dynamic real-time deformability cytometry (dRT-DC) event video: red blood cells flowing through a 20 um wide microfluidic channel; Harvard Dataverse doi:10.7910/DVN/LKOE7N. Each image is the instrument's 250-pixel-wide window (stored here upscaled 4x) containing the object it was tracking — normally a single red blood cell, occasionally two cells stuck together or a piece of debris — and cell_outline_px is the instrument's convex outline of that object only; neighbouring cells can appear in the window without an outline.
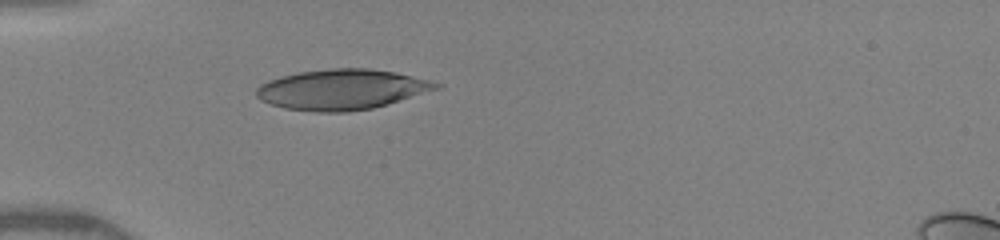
{"species": "human", "species_latin": "Homo sapiens", "temperature_condition": "warm", "stored_images_in_passage": 8, "camera_frame_rate_fps": 3000, "um_per_image_px": 0.085, "donor": {"sex": "female"}, "frame": {"image": 1, "passage_image": 1, "time_ms": 0.0, "image_size_px": [1000, 240], "cell_outline_px": [[444, 88], [388, 104], [372, 108], [348, 112], [316, 112], [284, 108], [260, 100], [256, 96], [256, 88], [260, 84], [268, 80], [280, 76], [300, 72], [332, 68], [368, 68], [396, 72], [444, 84]], "centroid_in_image_um": [29.09, 7.61], "position_along_channel_um": 55.9, "area_um2": 42.6}}
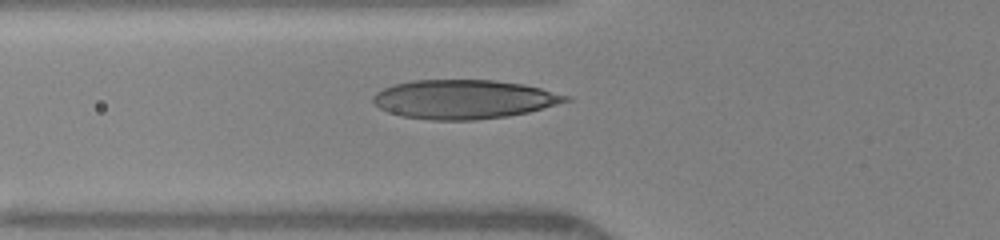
{"frame": {"image": 2, "passage_image": 6, "time_ms": 1.0, "image_size_px": [1000, 240], "cell_outline_px": [[572, 100], [544, 108], [528, 112], [508, 116], [476, 120], [432, 120], [400, 116], [388, 112], [380, 108], [372, 100], [372, 96], [376, 92], [384, 88], [396, 84], [412, 80], [492, 80], [524, 84], [572, 96]], "centroid_in_image_um": [39.45, 8.44], "position_along_channel_um": 86.4, "area_um2": 43.93}}
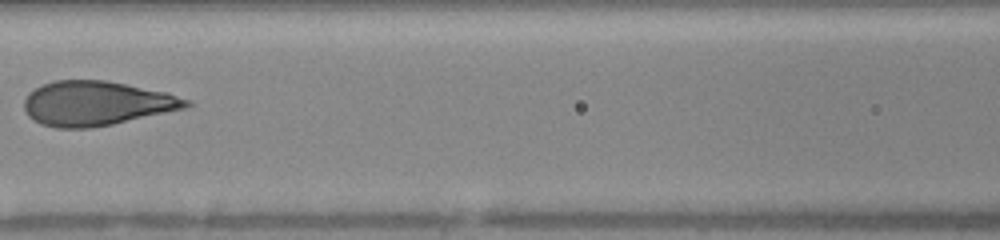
{"frame": {"image": 3, "passage_image": 8, "time_ms": 2.667, "image_size_px": [1000, 240], "cell_outline_px": [[192, 104], [184, 108], [112, 124], [88, 128], [56, 128], [40, 124], [28, 116], [24, 108], [24, 100], [28, 92], [44, 84], [56, 80], [104, 80], [168, 92], [192, 100]], "centroid_in_image_um": [8.19, 8.78], "position_along_channel_um": 158.4, "area_um2": 41.91}}